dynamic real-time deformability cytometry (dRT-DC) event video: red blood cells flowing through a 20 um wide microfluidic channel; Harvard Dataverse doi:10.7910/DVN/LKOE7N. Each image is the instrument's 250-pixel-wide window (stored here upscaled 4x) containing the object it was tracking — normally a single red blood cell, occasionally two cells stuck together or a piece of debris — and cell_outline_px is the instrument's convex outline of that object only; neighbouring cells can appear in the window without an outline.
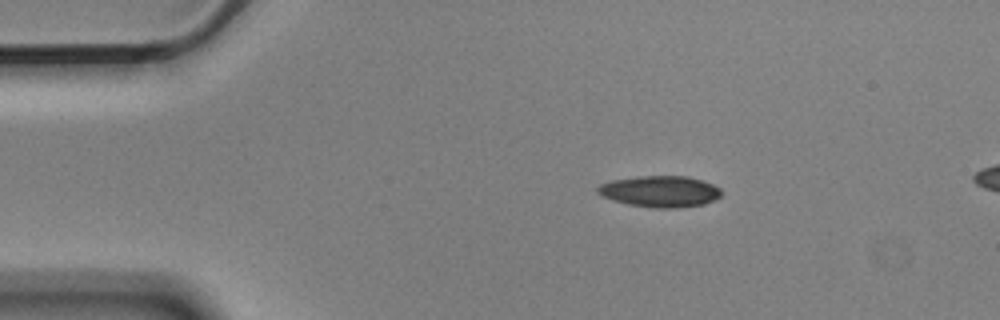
{"species": "Egyptian fruit bat (a non-hibernating species)", "species_latin": "Rousettus aegyptiacus", "temperature_condition": "cold", "stored_images_in_passage": 7, "camera_frame_rate_fps": 3000, "um_per_image_px": 0.085, "animal": {"sex": "male"}, "frame": {"image": 1, "passage_image": 2, "time_ms": 0.333, "image_size_px": [1000, 320], "cell_outline_px": [[720, 196], [716, 200], [704, 204], [676, 208], [652, 208], [628, 204], [612, 200], [600, 196], [596, 192], [596, 188], [600, 184], [612, 180], [640, 176], [688, 176], [704, 180], [720, 188]], "centroid_in_image_um": [56.09, 16.27], "position_along_channel_um": 28.9, "area_um2": 22.77}}
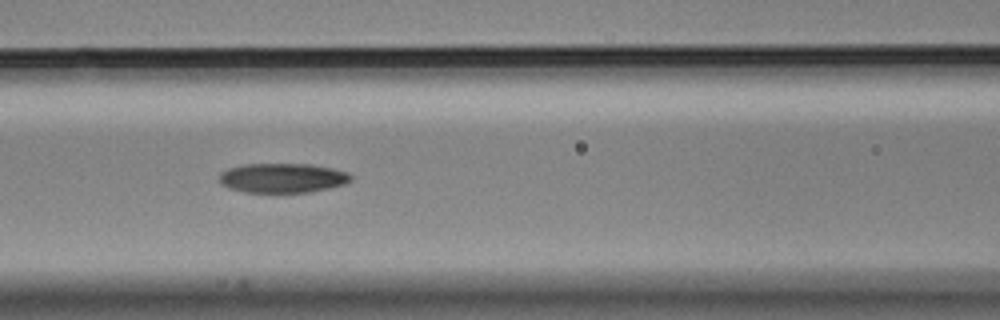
{"frame": {"image": 2, "passage_image": 6, "time_ms": 1.667, "image_size_px": [1000, 320], "cell_outline_px": [[352, 180], [344, 184], [312, 192], [244, 192], [228, 188], [220, 184], [216, 180], [220, 172], [228, 168], [244, 164], [308, 164], [332, 168], [348, 172], [352, 176]], "centroid_in_image_um": [23.96, 15.13], "position_along_channel_um": 142.6, "area_um2": 22.89}}
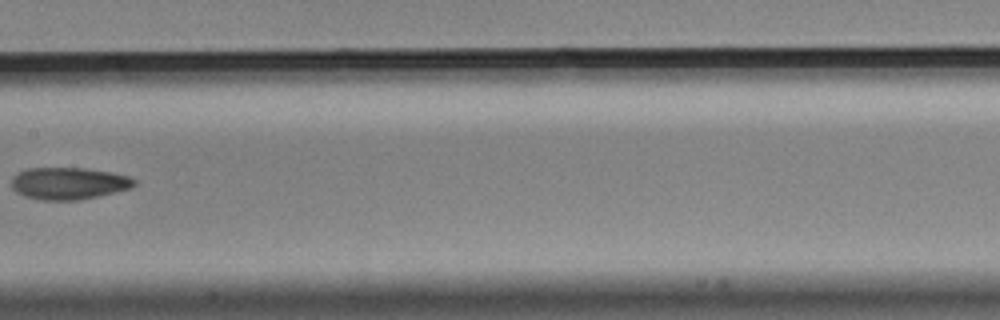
{"frame": {"image": 3, "passage_image": 7, "time_ms": 2.0, "image_size_px": [1000, 320], "cell_outline_px": [[136, 184], [128, 188], [96, 196], [76, 200], [40, 200], [24, 196], [16, 192], [12, 188], [12, 176], [16, 172], [28, 168], [84, 168], [108, 172], [128, 176], [136, 180]], "centroid_in_image_um": [5.76, 15.58], "position_along_channel_um": 201.6, "area_um2": 22.72}}